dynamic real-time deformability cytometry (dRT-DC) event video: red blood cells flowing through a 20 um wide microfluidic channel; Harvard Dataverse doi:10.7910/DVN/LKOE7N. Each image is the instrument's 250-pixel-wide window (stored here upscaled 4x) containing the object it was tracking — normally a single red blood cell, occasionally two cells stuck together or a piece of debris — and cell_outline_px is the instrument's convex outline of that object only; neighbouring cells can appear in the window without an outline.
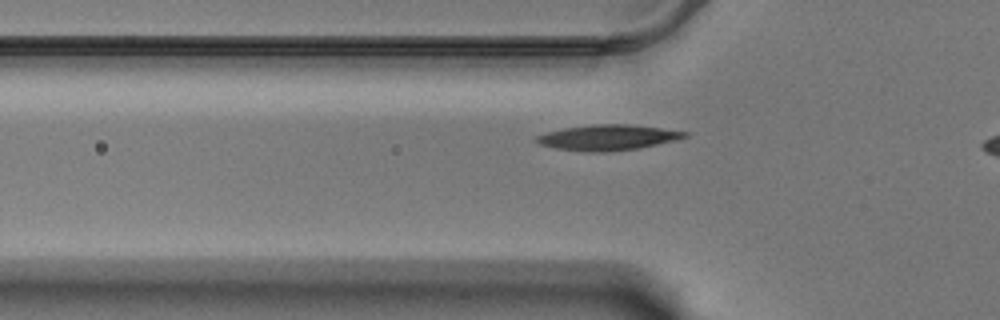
{"species": "Egyptian fruit bat (a non-hibernating species)", "species_latin": "Rousettus aegyptiacus", "temperature_condition": "warm", "stored_images_in_passage": 40, "camera_frame_rate_fps": 3000, "um_per_image_px": 0.085, "animal": {"sex": "male"}, "frame": {"image": 1, "passage_image": 11, "time_ms": 3.333, "image_size_px": [1000, 320], "cell_outline_px": [[688, 136], [676, 140], [636, 148], [604, 152], [592, 152], [556, 148], [540, 144], [532, 140], [536, 136], [548, 132], [564, 128], [592, 124], [628, 124], [660, 128], [688, 132]], "centroid_in_image_um": [51.63, 11.68], "position_along_channel_um": 74.2, "area_um2": 21.73}}
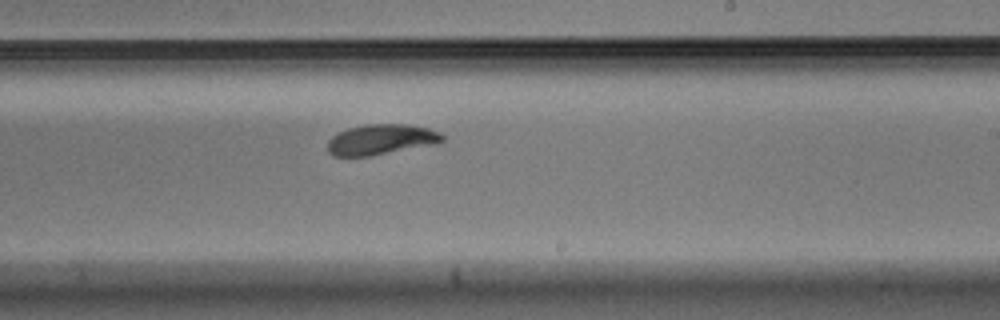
{"frame": {"image": 2, "passage_image": 27, "time_ms": 8.667, "image_size_px": [1000, 320], "cell_outline_px": [[444, 140], [440, 144], [368, 156], [332, 156], [328, 152], [328, 140], [332, 136], [348, 128], [368, 124], [404, 124], [428, 128], [440, 132], [444, 136]], "centroid_in_image_um": [32.43, 11.87], "position_along_channel_um": 256.6, "area_um2": 20.46}}
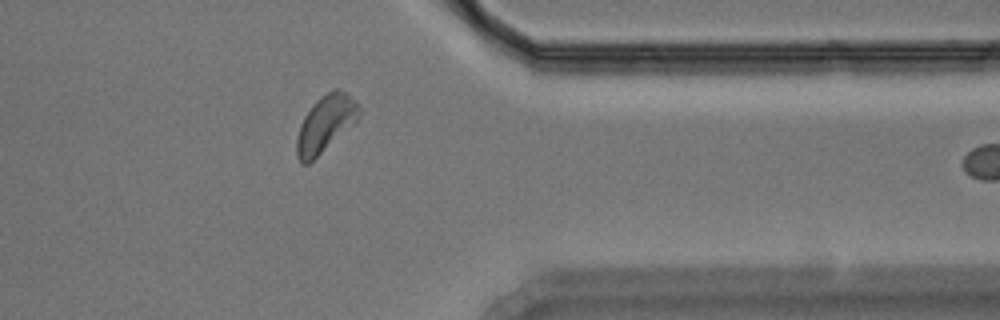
{"frame": {"image": 3, "passage_image": 39, "time_ms": 12.667, "image_size_px": [1000, 320], "cell_outline_px": [[364, 108], [360, 116], [356, 120], [308, 164], [300, 164], [296, 152], [296, 140], [300, 124], [304, 116], [312, 104], [320, 96], [336, 88], [348, 92]], "centroid_in_image_um": [27.68, 10.46], "position_along_channel_um": 383.7, "area_um2": 20.52}}